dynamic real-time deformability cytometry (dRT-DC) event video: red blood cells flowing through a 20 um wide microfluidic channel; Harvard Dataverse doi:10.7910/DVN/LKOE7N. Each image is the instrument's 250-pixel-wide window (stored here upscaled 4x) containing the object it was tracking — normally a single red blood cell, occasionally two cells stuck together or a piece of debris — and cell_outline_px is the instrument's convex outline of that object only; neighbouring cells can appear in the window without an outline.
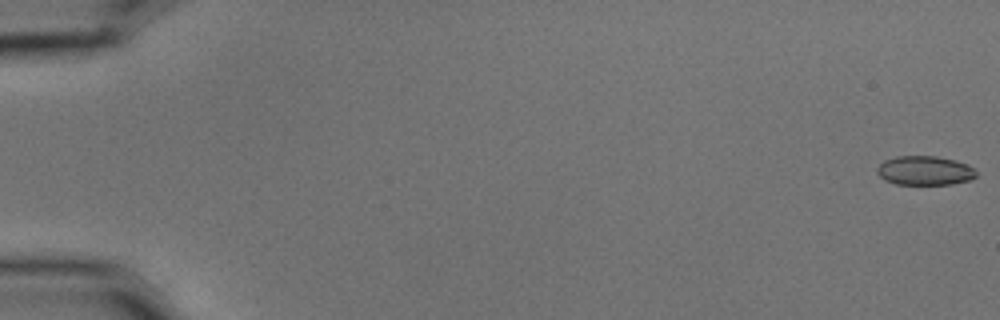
{"species": "common noctule bat (a hibernating species)", "species_latin": "Nyctalus noctula", "temperature_condition": "cold", "stored_images_in_passage": 57, "camera_frame_rate_fps": 3000, "um_per_image_px": 0.085, "animal": {"sex": "male", "body_mass_g": 15.6}, "frame": {"image": 1, "passage_image": 1, "time_ms": 0.0, "image_size_px": [1000, 320], "cell_outline_px": [[976, 176], [968, 180], [952, 184], [896, 184], [884, 180], [876, 172], [876, 168], [884, 160], [896, 156], [936, 156], [956, 160], [968, 164], [976, 172]], "centroid_in_image_um": [78.58, 14.49], "position_along_channel_um": 6.4, "area_um2": 16.88}}
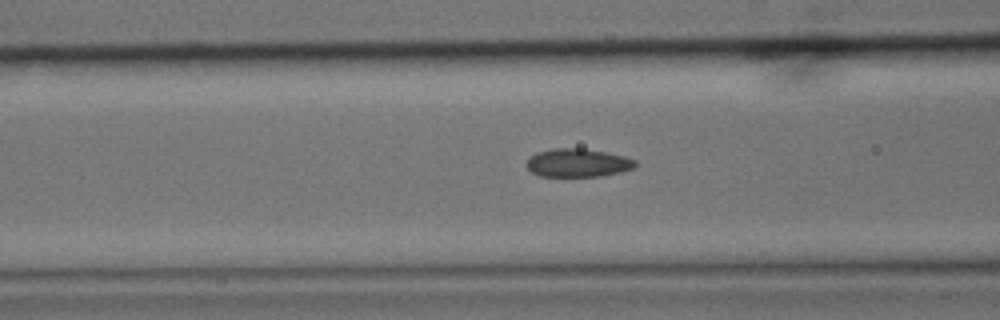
{"frame": {"image": 2, "passage_image": 24, "time_ms": 7.667, "image_size_px": [1000, 320], "cell_outline_px": [[636, 164], [632, 168], [620, 172], [600, 176], [540, 176], [532, 172], [524, 164], [536, 152], [552, 148], [580, 148], [604, 152], [624, 156], [636, 160]], "centroid_in_image_um": [49.08, 13.84], "position_along_channel_um": 117.5, "area_um2": 17.8}}
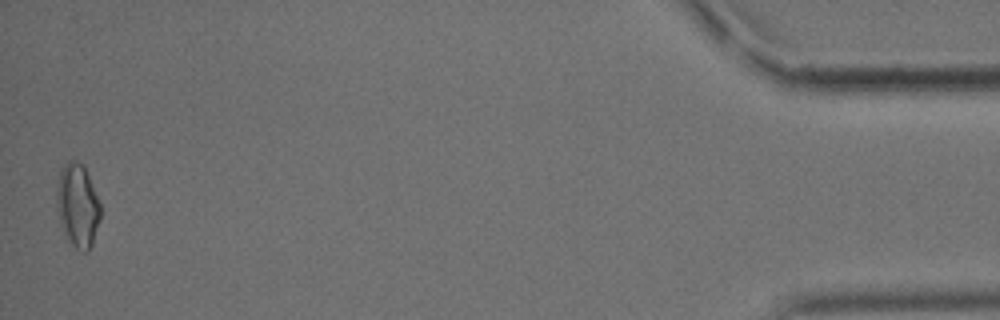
{"frame": {"image": 3, "passage_image": 57, "time_ms": 18.667, "image_size_px": [1000, 320], "cell_outline_px": [[100, 220], [92, 244], [88, 252], [84, 252], [76, 248], [72, 244], [64, 232], [60, 224], [56, 208], [56, 192], [60, 172], [64, 164], [68, 160], [76, 160], [84, 164], [100, 204]], "centroid_in_image_um": [6.59, 17.45], "position_along_channel_um": 428.6, "area_um2": 21.33}, "authors_computed_cell_mechanics": {"area_um2": 17.8024, "velocity_mm_per_s": 3.5776, "shape_relaxation_time_tau1_ms": null, "shape_relaxation_time_tau2_ms": 3.079, "deformation_change_tau1": null, "deformation_change_tau2": 0.069}}